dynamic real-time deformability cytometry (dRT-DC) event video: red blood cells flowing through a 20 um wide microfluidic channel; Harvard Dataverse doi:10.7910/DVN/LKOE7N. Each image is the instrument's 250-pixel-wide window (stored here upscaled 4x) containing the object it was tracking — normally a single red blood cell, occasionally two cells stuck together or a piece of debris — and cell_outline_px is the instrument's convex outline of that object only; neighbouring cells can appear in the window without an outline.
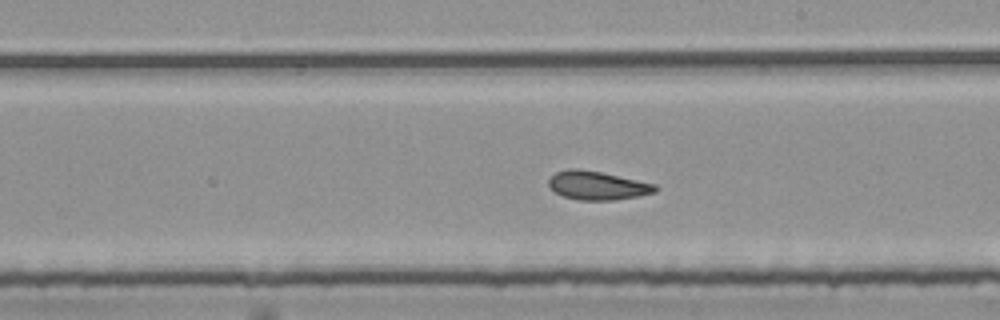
{"species": "common noctule bat (a hibernating species)", "species_latin": "Nyctalus noctula", "temperature_condition": "room temperature", "stored_images_in_passage": 54, "camera_frame_rate_fps": 3000, "um_per_image_px": 0.085, "animal": {"sex": "female", "body_mass_g": 25.1}, "frame": {"image": 1, "passage_image": 31, "time_ms": 10.0, "image_size_px": [1000, 320], "cell_outline_px": [[660, 188], [656, 192], [640, 196], [612, 200], [580, 200], [564, 196], [556, 192], [548, 184], [548, 180], [556, 172], [568, 168], [580, 168], [600, 172], [656, 184]], "centroid_in_image_um": [50.81, 15.76], "position_along_channel_um": 238.2, "area_um2": 17.74}, "authors_computed_cell_mechanics": {"area_um2": 18.1492, "velocity_mm_per_s": 3.7541, "shape_relaxation_time_tau1_ms": null, "shape_relaxation_time_tau2_ms": 1.5351, "deformation_change_tau1": null, "deformation_change_tau2": 0.0844}}